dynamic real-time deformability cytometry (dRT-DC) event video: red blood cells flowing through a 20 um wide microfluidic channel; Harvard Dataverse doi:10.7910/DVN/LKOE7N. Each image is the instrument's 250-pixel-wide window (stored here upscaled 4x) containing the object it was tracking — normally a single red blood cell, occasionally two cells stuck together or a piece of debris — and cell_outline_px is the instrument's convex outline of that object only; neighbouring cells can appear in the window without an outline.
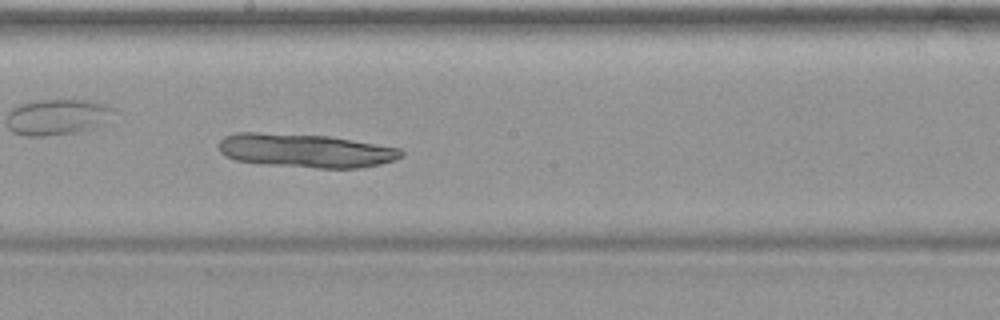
{"species": "common noctule bat (a hibernating species)", "species_latin": "Nyctalus noctula", "temperature_condition": "warm", "stored_images_in_passage": 48, "camera_frame_rate_fps": 3000, "um_per_image_px": 0.085, "animal": {"sex": "female", "body_mass_g": 19.9}, "frame": {"image": 1, "passage_image": 28, "time_ms": 9.0, "image_size_px": [1000, 320], "cell_outline_px": [[404, 156], [396, 160], [380, 164], [360, 168], [316, 168], [260, 164], [236, 160], [224, 156], [220, 152], [220, 140], [224, 136], [236, 132], [260, 132], [328, 136], [400, 148], [404, 152]], "centroid_in_image_um": [25.96, 12.81], "position_along_channel_um": 222.2, "area_um2": 36.13}}